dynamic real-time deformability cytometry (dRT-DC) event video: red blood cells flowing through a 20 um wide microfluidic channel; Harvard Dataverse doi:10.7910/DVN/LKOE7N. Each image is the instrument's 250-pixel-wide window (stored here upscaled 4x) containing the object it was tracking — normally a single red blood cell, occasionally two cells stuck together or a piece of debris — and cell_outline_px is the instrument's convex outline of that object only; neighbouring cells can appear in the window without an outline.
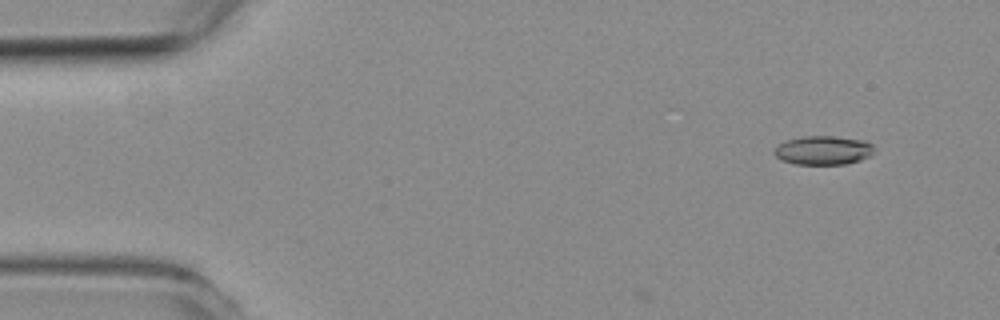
{"species": "common noctule bat (a hibernating species)", "species_latin": "Nyctalus noctula", "temperature_condition": "room temperature", "stored_images_in_passage": 5, "camera_frame_rate_fps": 3000, "um_per_image_px": 0.085, "animal": {"sex": "female", "body_mass_g": 19.3, "forearm_length_mm": 54.1}, "frame": {"image": 1, "passage_image": 5, "time_ms": 1.333, "image_size_px": [1000, 320], "cell_outline_px": [[872, 156], [860, 160], [844, 164], [796, 164], [784, 160], [776, 156], [772, 152], [776, 144], [784, 140], [804, 136], [836, 136], [864, 140], [872, 144]], "centroid_in_image_um": [69.94, 12.76], "position_along_channel_um": 15.1, "area_um2": 16.94}}